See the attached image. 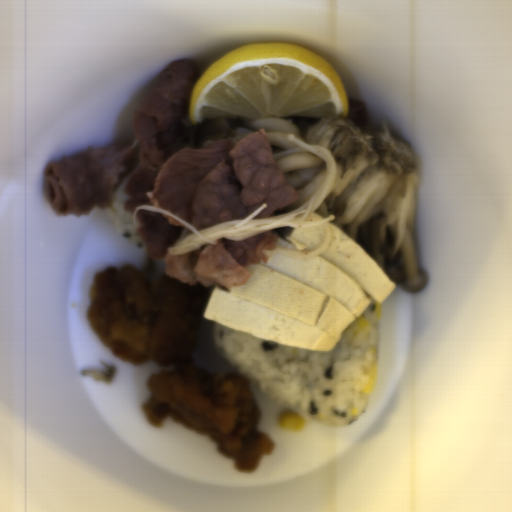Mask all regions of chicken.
I'll use <instances>...</instances> for the list:
<instances>
[{
	"label": "chicken",
	"mask_w": 512,
	"mask_h": 512,
	"mask_svg": "<svg viewBox=\"0 0 512 512\" xmlns=\"http://www.w3.org/2000/svg\"><path fill=\"white\" fill-rule=\"evenodd\" d=\"M209 290L166 275L153 282L132 264L96 273L86 318L113 353L134 364L159 367L149 377L142 412L154 427L165 417L207 436L239 473L256 471L274 441L259 429L260 408L244 375H211L194 352Z\"/></svg>",
	"instance_id": "1"
}]
</instances>
